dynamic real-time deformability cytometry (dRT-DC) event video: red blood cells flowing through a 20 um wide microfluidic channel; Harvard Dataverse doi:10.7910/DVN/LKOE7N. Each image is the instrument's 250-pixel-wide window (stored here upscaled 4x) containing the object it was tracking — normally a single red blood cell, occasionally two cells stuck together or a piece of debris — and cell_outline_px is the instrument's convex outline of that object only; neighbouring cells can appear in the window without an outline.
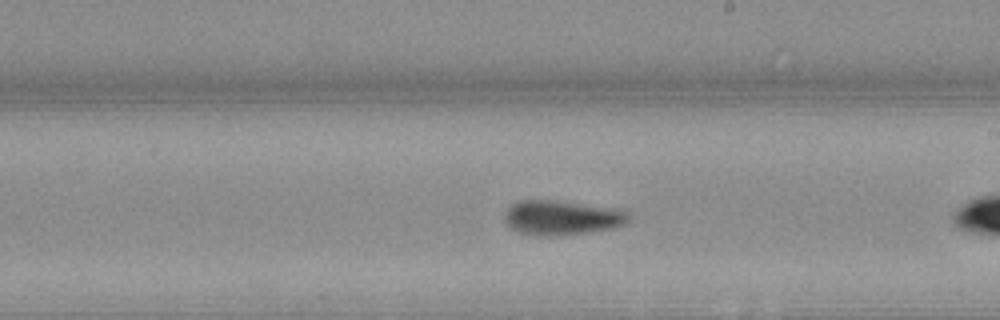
{"species": "Egyptian fruit bat (a non-hibernating species)", "species_latin": "Rousettus aegyptiacus", "temperature_condition": "warm", "stored_images_in_passage": 25, "camera_frame_rate_fps": 3000, "um_per_image_px": 0.085, "animal": {"sex": "female"}, "frame": {"image": 1, "passage_image": 15, "time_ms": 4.667, "image_size_px": [1000, 320], "cell_outline_px": [[628, 220], [624, 224], [612, 228], [588, 232], [556, 236], [548, 236], [516, 232], [508, 228], [504, 224], [504, 216], [508, 208], [512, 204], [520, 200], [548, 200], [620, 208], [628, 212]], "centroid_in_image_um": [47.71, 18.5], "position_along_channel_um": 241.3, "area_um2": 25.09}}
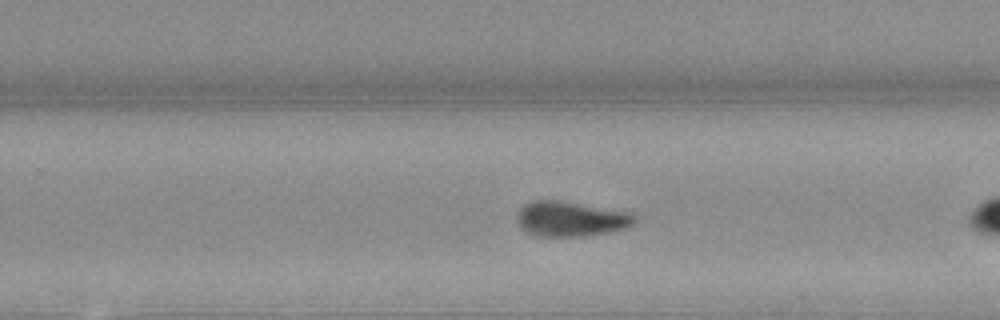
{"frame": {"image": 2, "passage_image": 18, "time_ms": 5.667, "image_size_px": [1000, 320], "cell_outline_px": [[636, 224], [628, 228], [588, 236], [536, 236], [528, 232], [516, 220], [516, 216], [520, 208], [524, 204], [532, 200], [560, 200], [632, 212], [636, 216]], "centroid_in_image_um": [48.57, 18.6], "position_along_channel_um": 281.2, "area_um2": 24.33}}